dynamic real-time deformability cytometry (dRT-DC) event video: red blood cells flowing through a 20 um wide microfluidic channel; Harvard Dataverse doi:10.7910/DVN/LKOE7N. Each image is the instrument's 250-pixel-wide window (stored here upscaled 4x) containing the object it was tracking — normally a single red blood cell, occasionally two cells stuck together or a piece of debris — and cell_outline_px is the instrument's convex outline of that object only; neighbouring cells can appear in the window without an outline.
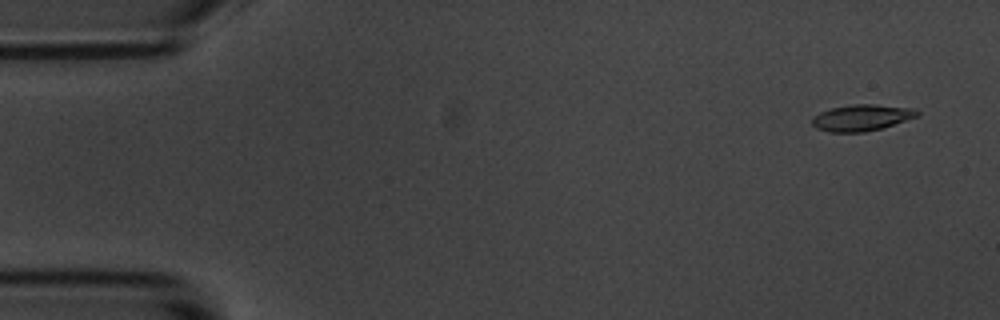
{"species": "common noctule bat (a hibernating species)", "species_latin": "Nyctalus noctula", "temperature_condition": "room temperature", "stored_images_in_passage": 4, "camera_frame_rate_fps": 3000, "um_per_image_px": 0.085, "animal": {"sex": "male", "body_mass_g": 20.1, "forearm_length_mm": 53.5}, "frame": {"image": 1, "passage_image": 1, "time_ms": 0.0, "image_size_px": [1000, 320], "cell_outline_px": [[920, 116], [880, 128], [864, 132], [828, 132], [816, 128], [812, 124], [812, 116], [820, 112], [832, 108], [852, 104], [872, 104], [916, 108], [920, 112]], "centroid_in_image_um": [73.25, 9.99], "position_along_channel_um": 11.7, "area_um2": 16.18}}